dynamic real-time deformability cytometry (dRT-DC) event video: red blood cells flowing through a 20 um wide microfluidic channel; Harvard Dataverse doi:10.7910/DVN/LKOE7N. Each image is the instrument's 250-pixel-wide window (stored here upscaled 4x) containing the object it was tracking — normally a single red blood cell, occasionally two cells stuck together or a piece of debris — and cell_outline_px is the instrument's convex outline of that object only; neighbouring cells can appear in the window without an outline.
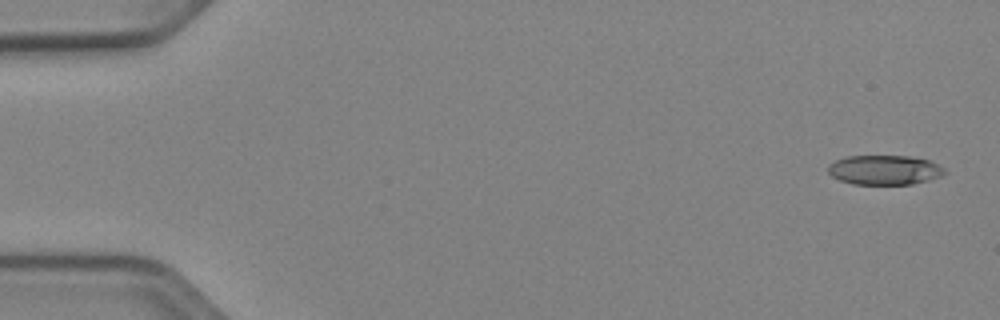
{"species": "Egyptian fruit bat (a non-hibernating species)", "species_latin": "Rousettus aegyptiacus", "temperature_condition": "cold", "stored_images_in_passage": 51, "camera_frame_rate_fps": 3000, "um_per_image_px": 0.085, "animal": {"sex": "female"}, "frame": {"image": 1, "passage_image": 1, "time_ms": 0.0, "image_size_px": [1000, 320], "cell_outline_px": [[948, 172], [940, 176], [928, 180], [912, 184], [852, 184], [840, 180], [832, 176], [828, 172], [828, 164], [836, 160], [848, 156], [912, 156], [928, 160], [944, 168]], "centroid_in_image_um": [75.18, 14.44], "position_along_channel_um": 9.8, "area_um2": 20.06}}
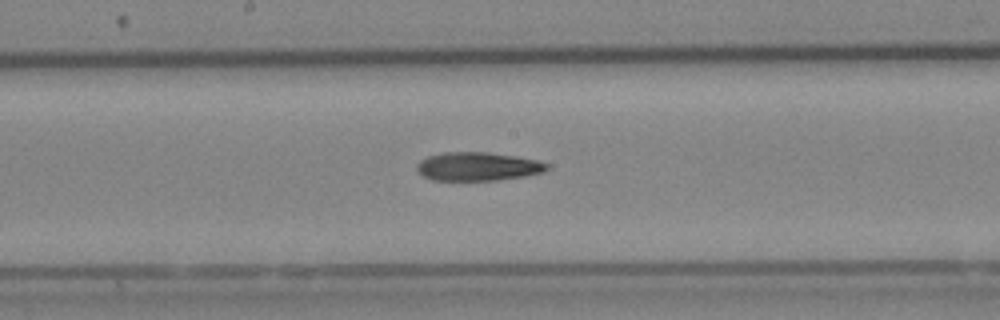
{"frame": {"image": 2, "passage_image": 27, "time_ms": 8.667, "image_size_px": [1000, 320], "cell_outline_px": [[548, 168], [544, 172], [524, 176], [500, 180], [432, 180], [424, 176], [416, 168], [416, 164], [420, 160], [428, 156], [444, 152], [488, 152], [516, 156], [536, 160], [548, 164]], "centroid_in_image_um": [40.61, 14.15], "position_along_channel_um": 207.6, "area_um2": 21.62}}
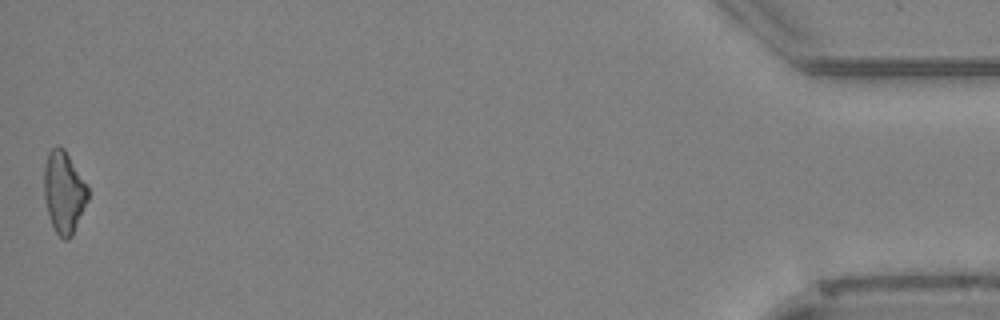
{"frame": {"image": 3, "passage_image": 51, "time_ms": 16.667, "image_size_px": [1000, 320], "cell_outline_px": [[88, 200], [72, 236], [68, 240], [64, 240], [56, 232], [52, 224], [48, 212], [44, 196], [44, 164], [48, 152], [56, 144], [64, 148], [88, 184]], "centroid_in_image_um": [5.44, 16.3], "position_along_channel_um": 429.8, "area_um2": 21.1}}